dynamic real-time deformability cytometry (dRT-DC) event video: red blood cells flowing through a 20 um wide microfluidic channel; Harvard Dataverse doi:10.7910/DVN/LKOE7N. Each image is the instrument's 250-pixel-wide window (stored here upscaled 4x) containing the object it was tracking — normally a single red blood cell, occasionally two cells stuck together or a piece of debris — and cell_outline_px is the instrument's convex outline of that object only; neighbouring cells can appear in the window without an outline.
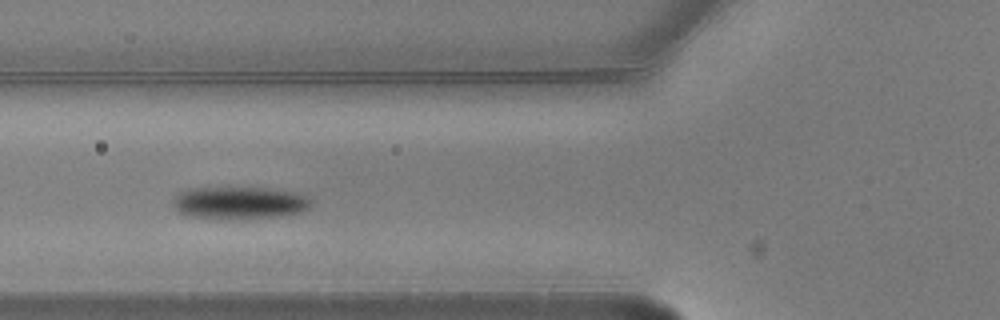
{"species": "common noctule bat (a hibernating species)", "species_latin": "Nyctalus noctula", "temperature_condition": "warm", "stored_images_in_passage": 13, "camera_frame_rate_fps": 3000, "um_per_image_px": 0.085, "animal": {"sex": "male", "body_mass_g": 20.5, "forearm_length_mm": 52.5}, "frame": {"image": 1, "passage_image": 3, "time_ms": 0.667, "image_size_px": [1000, 320], "cell_outline_px": [[312, 204], [308, 208], [300, 212], [280, 216], [188, 216], [180, 212], [172, 204], [172, 200], [180, 192], [188, 188], [264, 188], [292, 192], [308, 196], [312, 200]], "centroid_in_image_um": [20.37, 17.19], "position_along_channel_um": 105.4, "area_um2": 24.85}}
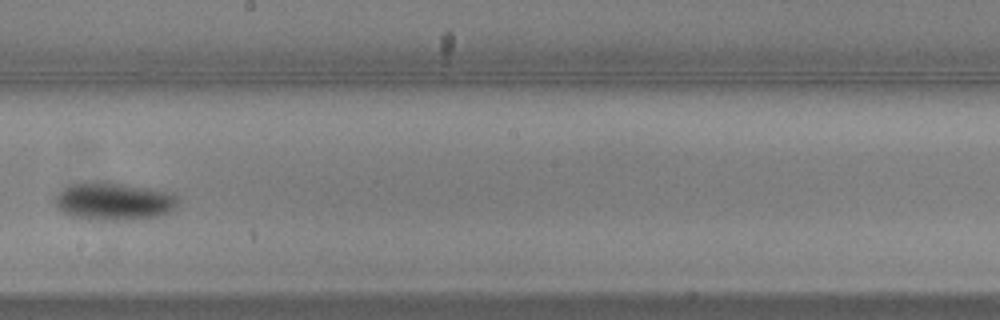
{"frame": {"image": 2, "passage_image": 6, "time_ms": 1.667, "image_size_px": [1000, 320], "cell_outline_px": [[180, 200], [176, 208], [172, 212], [160, 216], [124, 220], [100, 220], [72, 216], [56, 208], [56, 196], [68, 184], [84, 180], [108, 180], [172, 192]], "centroid_in_image_um": [9.71, 17.07], "position_along_channel_um": 238.5, "area_um2": 27.92}}
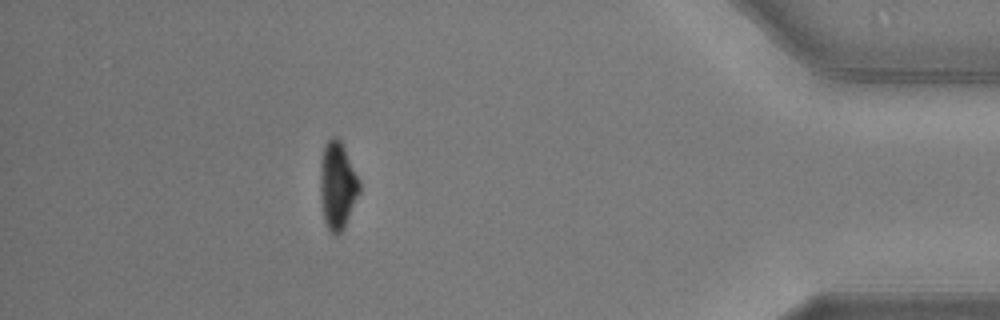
{"frame": {"image": 3, "passage_image": 13, "time_ms": 4.0, "image_size_px": [1000, 320], "cell_outline_px": [[360, 192], [344, 228], [336, 236], [332, 236], [328, 232], [324, 220], [320, 192], [320, 164], [324, 144], [332, 136], [336, 136], [340, 140], [360, 180]], "centroid_in_image_um": [28.68, 15.79], "position_along_channel_um": 406.5, "area_um2": 20.17}}